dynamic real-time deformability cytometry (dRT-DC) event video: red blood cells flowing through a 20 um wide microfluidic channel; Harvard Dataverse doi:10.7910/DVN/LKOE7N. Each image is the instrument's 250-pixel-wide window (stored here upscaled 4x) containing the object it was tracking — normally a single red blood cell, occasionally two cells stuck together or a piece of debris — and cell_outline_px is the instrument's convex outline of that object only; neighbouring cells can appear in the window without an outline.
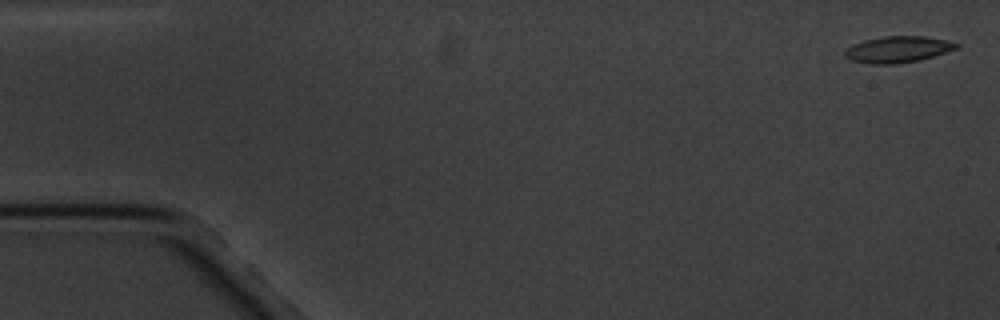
{"species": "common noctule bat (a hibernating species)", "species_latin": "Nyctalus noctula", "temperature_condition": "cold", "stored_images_in_passage": 5, "camera_frame_rate_fps": 3000, "um_per_image_px": 0.085, "animal": {"sex": "male", "body_mass_g": 20.1, "forearm_length_mm": 53.5}, "frame": {"image": 1, "passage_image": 1, "time_ms": 0.0, "image_size_px": [1000, 320], "cell_outline_px": [[960, 44], [956, 48], [920, 60], [892, 64], [868, 64], [852, 60], [844, 56], [844, 52], [852, 44], [864, 40], [884, 36], [924, 36], [948, 40]], "centroid_in_image_um": [76.28, 4.19], "position_along_channel_um": 8.7, "area_um2": 16.99}}